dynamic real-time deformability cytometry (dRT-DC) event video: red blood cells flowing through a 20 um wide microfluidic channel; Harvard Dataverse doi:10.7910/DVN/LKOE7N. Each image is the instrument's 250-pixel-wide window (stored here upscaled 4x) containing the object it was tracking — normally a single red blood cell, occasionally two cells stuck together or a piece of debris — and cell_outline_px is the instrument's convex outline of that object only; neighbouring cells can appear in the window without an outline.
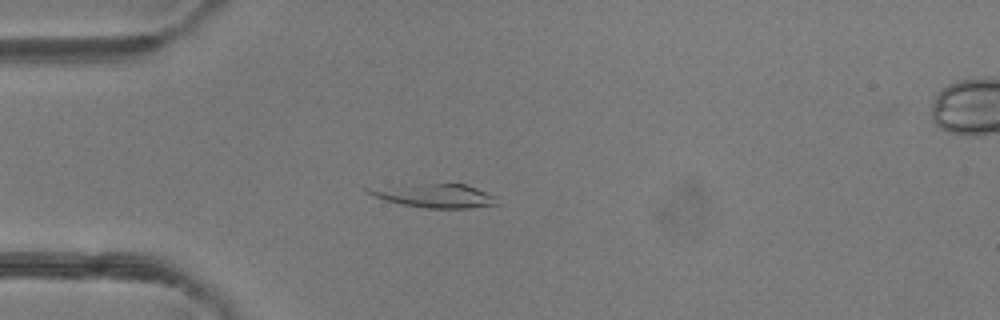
{"species": "common noctule bat (a hibernating species)", "species_latin": "Nyctalus noctula", "temperature_condition": "room temperature", "stored_images_in_passage": 13, "camera_frame_rate_fps": 3000, "um_per_image_px": 0.085, "animal": {"sex": "female"}, "frame": {"image": 1, "passage_image": 13, "time_ms": 4.0, "image_size_px": [1000, 320], "cell_outline_px": [[500, 204], [468, 208], [424, 208], [384, 200], [368, 192], [360, 184], [464, 184], [476, 188], [496, 196]], "centroid_in_image_um": [36.82, 16.6], "position_along_channel_um": 48.2, "area_um2": 18.32}}